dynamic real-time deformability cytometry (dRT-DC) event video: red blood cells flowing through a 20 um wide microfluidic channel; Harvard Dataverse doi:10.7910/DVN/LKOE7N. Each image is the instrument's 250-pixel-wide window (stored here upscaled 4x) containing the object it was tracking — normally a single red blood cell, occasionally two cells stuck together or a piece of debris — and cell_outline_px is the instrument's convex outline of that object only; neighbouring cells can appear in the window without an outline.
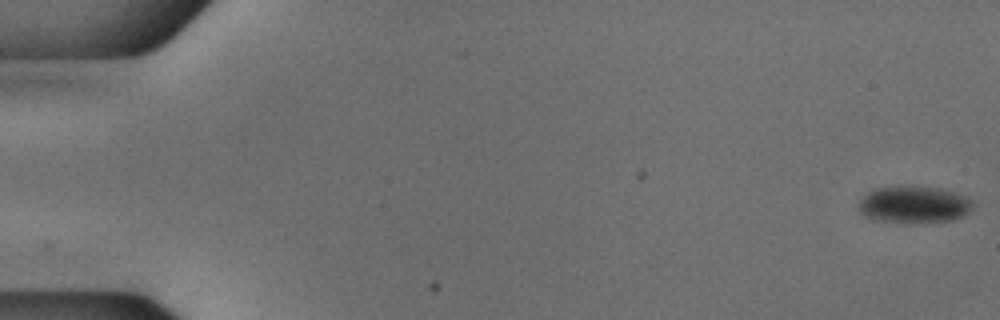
{"species": "common noctule bat (a hibernating species)", "species_latin": "Nyctalus noctula", "temperature_condition": "cold", "stored_images_in_passage": 54, "camera_frame_rate_fps": 3000, "um_per_image_px": 0.085, "animal": {"sex": "male", "body_mass_g": 18.8}, "frame": {"image": 1, "passage_image": 1, "time_ms": 0.0, "image_size_px": [1000, 320], "cell_outline_px": [[972, 208], [964, 216], [956, 220], [904, 224], [876, 220], [864, 216], [860, 212], [860, 200], [868, 192], [876, 188], [936, 188], [968, 196], [972, 200]], "centroid_in_image_um": [77.72, 17.45], "position_along_channel_um": 7.3, "area_um2": 24.33}}
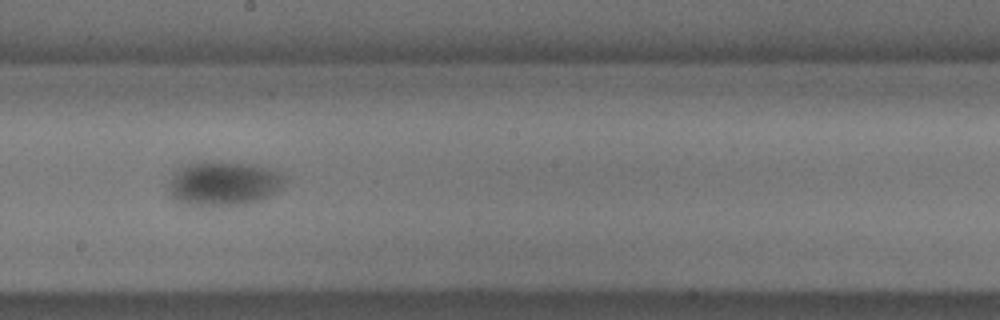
{"frame": {"image": 2, "passage_image": 31, "time_ms": 10.0, "image_size_px": [1000, 320], "cell_outline_px": [[284, 180], [280, 188], [276, 192], [260, 200], [240, 204], [188, 204], [176, 200], [168, 192], [168, 188], [176, 168], [200, 160], [220, 160], [256, 164], [272, 168], [280, 172], [284, 176]], "centroid_in_image_um": [19.01, 15.52], "position_along_channel_um": 229.2, "area_um2": 30.11}}
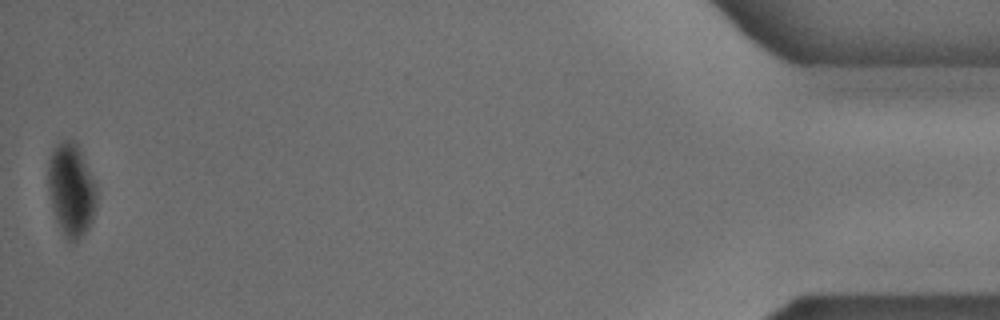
{"frame": {"image": 3, "passage_image": 54, "time_ms": 17.667, "image_size_px": [1000, 320], "cell_outline_px": [[96, 212], [88, 228], [76, 240], [68, 240], [64, 236], [56, 220], [52, 208], [48, 188], [48, 164], [52, 152], [64, 140], [72, 140], [76, 144], [96, 184]], "centroid_in_image_um": [6.06, 16.17], "position_along_channel_um": 429.1, "area_um2": 25.72}, "authors_computed_cell_mechanics": {"area_um2": 27.9752, "velocity_mm_per_s": 3.7573, "shape_relaxation_time_tau1_ms": 2.9072, "shape_relaxation_time_tau2_ms": 9.7957, "deformation_change_tau1": 0.0706, "deformation_change_tau2": 0.0444}}